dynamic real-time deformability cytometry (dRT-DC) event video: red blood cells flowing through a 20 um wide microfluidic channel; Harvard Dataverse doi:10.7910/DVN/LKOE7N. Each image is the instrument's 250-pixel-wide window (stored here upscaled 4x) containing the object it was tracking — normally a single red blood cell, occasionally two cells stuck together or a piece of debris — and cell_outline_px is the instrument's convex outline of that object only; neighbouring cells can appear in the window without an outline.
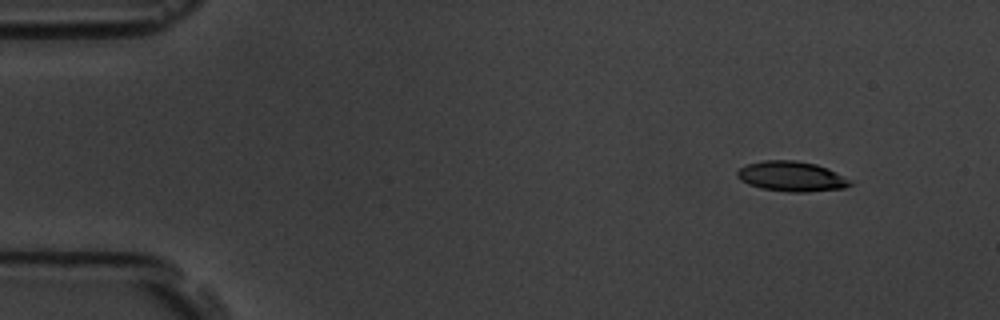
{"species": "common noctule bat (a hibernating species)", "species_latin": "Nyctalus noctula", "temperature_condition": "room temperature", "stored_images_in_passage": 5, "camera_frame_rate_fps": 3000, "um_per_image_px": 0.085, "animal": {"sex": "male", "body_mass_g": 19.5, "forearm_length_mm": 54.6}, "frame": {"image": 1, "passage_image": 2, "time_ms": 1.0, "image_size_px": [1000, 320], "cell_outline_px": [[852, 184], [844, 188], [808, 192], [788, 192], [760, 188], [748, 184], [740, 180], [736, 176], [736, 172], [740, 168], [748, 164], [764, 160], [796, 160], [816, 164], [828, 168], [852, 180]], "centroid_in_image_um": [67.29, 14.99], "position_along_channel_um": 17.7, "area_um2": 19.94}}
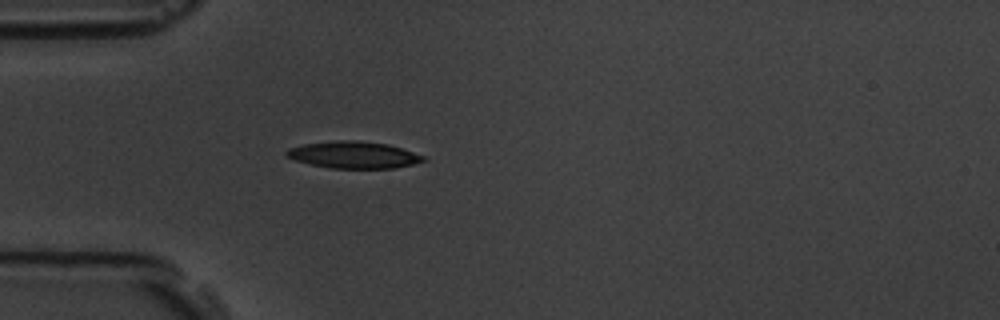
{"frame": {"image": 2, "passage_image": 5, "time_ms": 4.667, "image_size_px": [1000, 320], "cell_outline_px": [[428, 160], [396, 168], [332, 168], [312, 164], [296, 160], [284, 156], [284, 152], [288, 148], [304, 144], [336, 140], [356, 140], [388, 144], [424, 156]], "centroid_in_image_um": [30.04, 13.16], "position_along_channel_um": 55.0, "area_um2": 21.33}}